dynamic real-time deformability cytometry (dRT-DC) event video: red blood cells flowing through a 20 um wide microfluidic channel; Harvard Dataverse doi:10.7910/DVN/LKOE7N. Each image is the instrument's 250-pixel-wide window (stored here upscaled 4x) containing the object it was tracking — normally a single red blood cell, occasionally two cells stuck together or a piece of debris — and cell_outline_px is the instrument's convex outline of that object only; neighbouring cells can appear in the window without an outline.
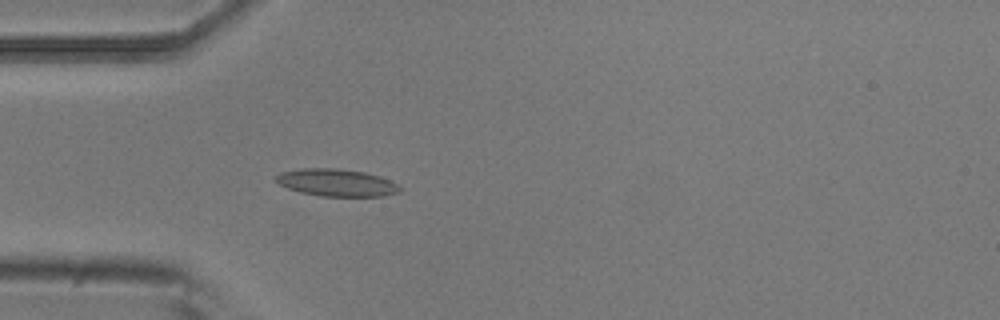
{"species": "common noctule bat (a hibernating species)", "species_latin": "Nyctalus noctula", "temperature_condition": "room temperature", "stored_images_in_passage": 2, "camera_frame_rate_fps": 3000, "um_per_image_px": 0.085, "animal": {"sex": "male", "body_mass_g": 20.5, "forearm_length_mm": 52.5}, "frame": {"image": 1, "passage_image": 2, "time_ms": 0.333, "image_size_px": [1000, 320], "cell_outline_px": [[400, 192], [384, 196], [320, 196], [300, 192], [288, 188], [280, 184], [276, 180], [276, 176], [280, 172], [300, 168], [340, 168], [364, 172], [380, 176], [396, 184], [400, 188]], "centroid_in_image_um": [28.59, 15.52], "position_along_channel_um": 56.4, "area_um2": 19.65}}